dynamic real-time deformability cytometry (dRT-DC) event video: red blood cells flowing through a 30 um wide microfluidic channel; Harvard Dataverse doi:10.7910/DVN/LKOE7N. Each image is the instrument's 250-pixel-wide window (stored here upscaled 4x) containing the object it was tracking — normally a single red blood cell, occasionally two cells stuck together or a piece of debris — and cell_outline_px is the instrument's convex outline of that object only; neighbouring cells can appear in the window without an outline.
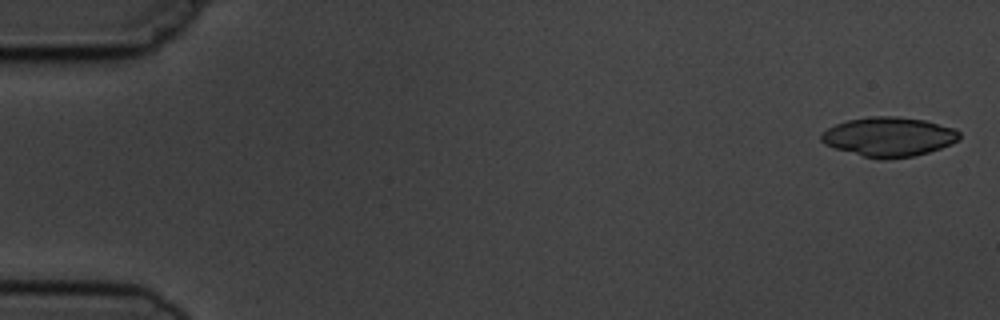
{"species": "common noctule bat (a hibernating species)", "species_latin": "Nyctalus noctula", "temperature_condition": "cold", "stored_images_in_passage": 5, "camera_frame_rate_fps": 3000, "um_per_image_px": 0.085, "animal": {"sex": "male", "body_mass_g": 19.5, "forearm_length_mm": 54.6}, "frame": {"image": 1, "passage_image": 1, "time_ms": 0.0, "image_size_px": [1000, 320], "cell_outline_px": [[960, 140], [952, 144], [928, 152], [912, 156], [884, 160], [880, 160], [864, 156], [836, 148], [824, 144], [820, 140], [820, 136], [828, 128], [836, 124], [848, 120], [868, 116], [896, 116], [924, 120], [956, 128], [960, 132]], "centroid_in_image_um": [75.58, 11.62], "position_along_channel_um": 9.4, "area_um2": 31.73}}